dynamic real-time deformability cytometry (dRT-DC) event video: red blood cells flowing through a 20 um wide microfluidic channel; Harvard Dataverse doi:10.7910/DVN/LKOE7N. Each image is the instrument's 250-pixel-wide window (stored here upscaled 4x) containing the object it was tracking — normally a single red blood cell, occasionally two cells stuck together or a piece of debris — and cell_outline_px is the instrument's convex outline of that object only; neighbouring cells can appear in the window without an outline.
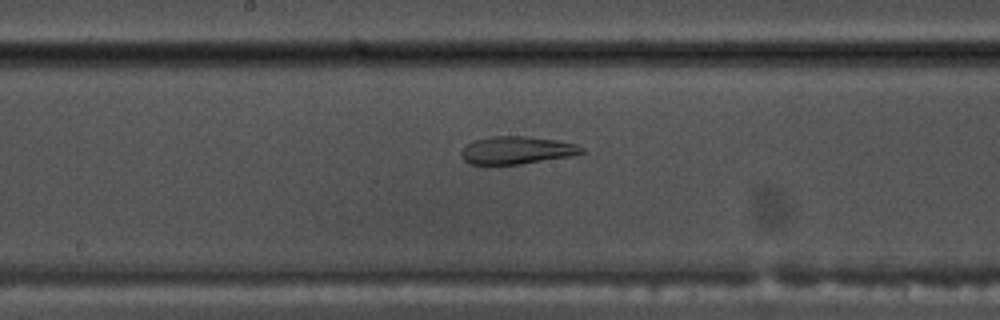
{"species": "common noctule bat (a hibernating species)", "species_latin": "Nyctalus noctula", "temperature_condition": "warm", "stored_images_in_passage": 50, "camera_frame_rate_fps": 3000, "um_per_image_px": 0.085, "animal": {"sex": "male", "body_mass_g": 17.5, "forearm_length_mm": 52.3}, "frame": {"image": 1, "passage_image": 25, "time_ms": 8.0, "image_size_px": [1000, 320], "cell_outline_px": [[584, 152], [568, 156], [520, 164], [468, 164], [460, 156], [460, 152], [464, 144], [476, 140], [492, 136], [528, 136], [556, 140], [576, 144], [584, 148]], "centroid_in_image_um": [43.86, 12.76], "position_along_channel_um": 204.3, "area_um2": 19.36}}
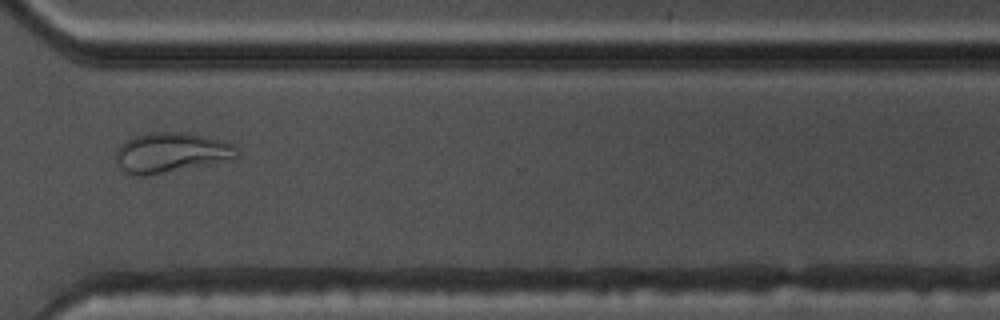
{"frame": {"image": 2, "passage_image": 37, "time_ms": 12.0, "image_size_px": [1000, 320], "cell_outline_px": [[240, 156], [152, 176], [136, 176], [120, 168], [116, 164], [116, 152], [120, 144], [132, 136], [156, 132], [184, 132], [220, 140], [232, 144], [236, 148]], "centroid_in_image_um": [14.46, 12.97], "position_along_channel_um": 356.1, "area_um2": 27.92}}
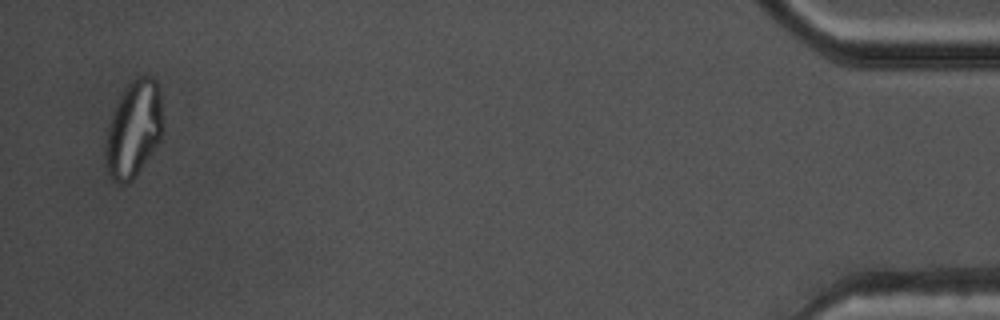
{"frame": {"image": 3, "passage_image": 49, "time_ms": 16.0, "image_size_px": [1000, 320], "cell_outline_px": [[164, 132], [160, 140], [132, 180], [128, 184], [116, 184], [112, 180], [104, 164], [104, 144], [108, 124], [112, 112], [124, 88], [132, 80], [140, 76], [152, 76], [156, 80], [160, 96], [164, 128]], "centroid_in_image_um": [11.34, 11.0], "position_along_channel_um": 423.9, "area_um2": 32.77}, "authors_computed_cell_mechanics": {"area_um2": 25.9811, "velocity_mm_per_s": 3.7966, "shape_relaxation_time_tau1_ms": null, "shape_relaxation_time_tau2_ms": 2.5095, "deformation_change_tau1": null, "deformation_change_tau2": 0.1077}}